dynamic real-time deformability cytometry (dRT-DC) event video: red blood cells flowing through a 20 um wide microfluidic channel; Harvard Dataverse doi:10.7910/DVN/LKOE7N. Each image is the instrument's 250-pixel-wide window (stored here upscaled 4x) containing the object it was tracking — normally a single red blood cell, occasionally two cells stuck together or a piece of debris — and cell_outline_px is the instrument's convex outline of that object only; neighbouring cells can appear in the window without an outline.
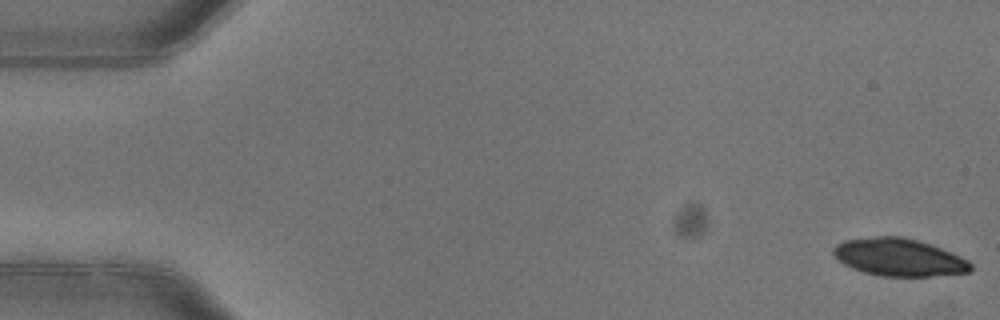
{"species": "common noctule bat (a hibernating species)", "species_latin": "Nyctalus noctula", "temperature_condition": "warm", "stored_images_in_passage": 5, "camera_frame_rate_fps": 3000, "um_per_image_px": 0.085, "animal": {"sex": "female"}, "frame": {"image": 1, "passage_image": 1, "time_ms": 0.0, "image_size_px": [1000, 320], "cell_outline_px": [[972, 268], [968, 272], [928, 276], [880, 276], [864, 272], [852, 268], [844, 264], [832, 252], [832, 248], [836, 244], [844, 240], [876, 236], [900, 236], [916, 240], [940, 248], [960, 256], [968, 260], [972, 264]], "centroid_in_image_um": [76.38, 21.86], "position_along_channel_um": 8.6, "area_um2": 29.77}}
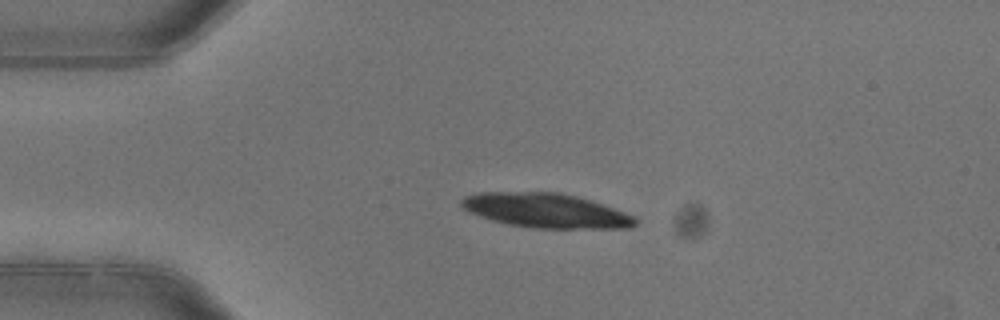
{"frame": {"image": 2, "passage_image": 4, "time_ms": 1.0, "image_size_px": [1000, 320], "cell_outline_px": [[636, 224], [632, 228], [532, 228], [508, 224], [492, 220], [468, 212], [460, 204], [460, 200], [464, 196], [480, 192], [560, 192], [576, 196], [624, 212], [632, 216], [636, 220]], "centroid_in_image_um": [46.35, 17.9], "position_along_channel_um": 38.7, "area_um2": 34.62}}